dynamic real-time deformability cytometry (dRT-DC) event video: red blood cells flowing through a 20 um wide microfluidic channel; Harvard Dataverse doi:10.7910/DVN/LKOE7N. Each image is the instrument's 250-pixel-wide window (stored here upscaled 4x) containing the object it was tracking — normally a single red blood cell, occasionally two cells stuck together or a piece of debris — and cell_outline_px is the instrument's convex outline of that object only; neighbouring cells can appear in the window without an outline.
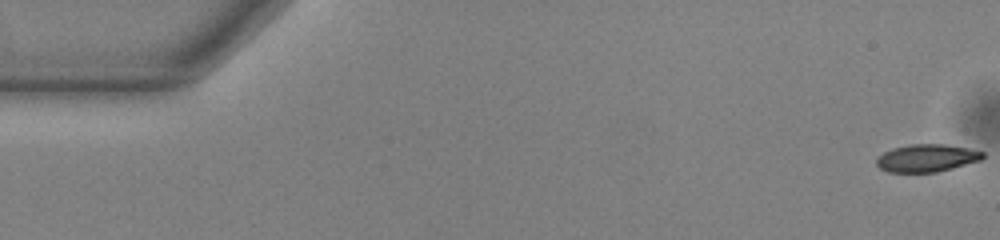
{"species": "common noctule bat (a hibernating species)", "species_latin": "Nyctalus noctula", "temperature_condition": "warm", "stored_images_in_passage": 54, "camera_frame_rate_fps": 3000, "um_per_image_px": 0.085, "animal": {"sex": "male", "body_mass_g": 13.0, "forearm_length_mm": 53.1}, "frame": {"image": 1, "passage_image": 1, "time_ms": 0.0, "image_size_px": [1000, 240], "cell_outline_px": [[984, 156], [980, 160], [952, 168], [936, 172], [888, 172], [880, 168], [876, 164], [876, 160], [884, 152], [892, 148], [912, 144], [944, 144], [968, 148], [984, 152]], "centroid_in_image_um": [78.77, 13.43], "position_along_channel_um": 6.2, "area_um2": 16.94}}
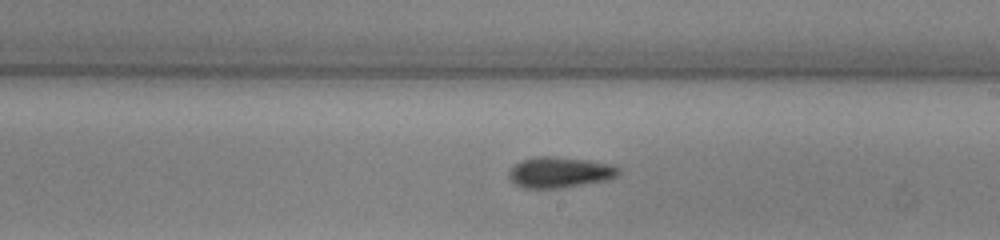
{"frame": {"image": 2, "passage_image": 31, "time_ms": 10.0, "image_size_px": [1000, 240], "cell_outline_px": [[620, 176], [608, 180], [560, 188], [524, 188], [516, 184], [508, 176], [508, 172], [520, 160], [536, 156], [552, 156], [588, 160], [608, 164], [620, 168]], "centroid_in_image_um": [47.6, 14.64], "position_along_channel_um": 241.4, "area_um2": 19.71}}
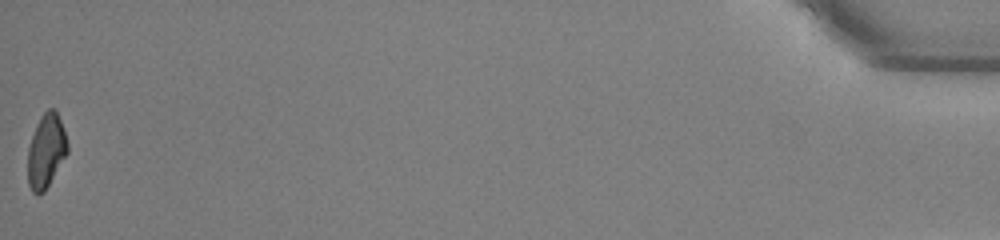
{"frame": {"image": 3, "passage_image": 54, "time_ms": 17.667, "image_size_px": [1000, 240], "cell_outline_px": [[68, 152], [44, 192], [36, 196], [32, 192], [28, 184], [28, 148], [36, 124], [40, 116], [48, 108], [56, 108], [68, 144]], "centroid_in_image_um": [3.91, 12.83], "position_along_channel_um": 431.3, "area_um2": 17.11}, "authors_computed_cell_mechanics": {"area_um2": 18.2359, "velocity_mm_per_s": 3.8443, "shape_relaxation_time_tau1_ms": 5.2951, "shape_relaxation_time_tau2_ms": 6.3672, "deformation_change_tau1": 0.1592, "deformation_change_tau2": 0.1496}}